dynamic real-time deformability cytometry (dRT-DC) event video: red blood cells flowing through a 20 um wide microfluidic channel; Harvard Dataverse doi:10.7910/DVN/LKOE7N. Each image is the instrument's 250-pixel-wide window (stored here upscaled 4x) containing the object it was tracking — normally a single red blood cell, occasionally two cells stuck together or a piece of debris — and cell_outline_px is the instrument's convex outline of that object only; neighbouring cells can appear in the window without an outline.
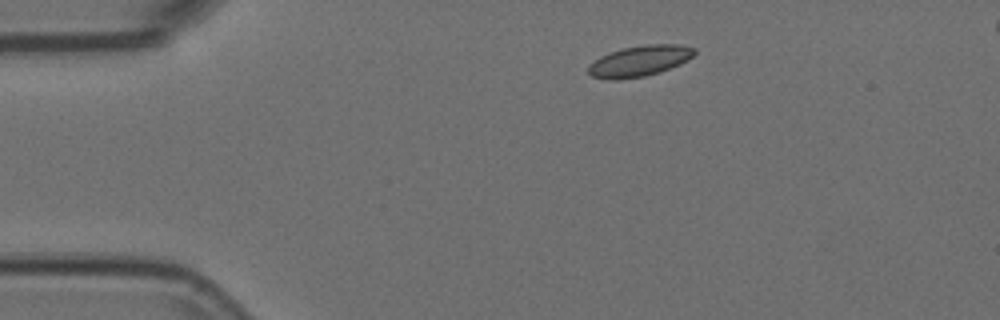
{"species": "Egyptian fruit bat (a non-hibernating species)", "species_latin": "Rousettus aegyptiacus", "temperature_condition": "room temperature", "stored_images_in_passage": 7, "camera_frame_rate_fps": 3000, "um_per_image_px": 0.085, "animal": {"sex": "female"}, "frame": {"image": 1, "passage_image": 1, "time_ms": 0.0, "image_size_px": [1000, 320], "cell_outline_px": [[696, 52], [688, 60], [680, 64], [660, 72], [644, 76], [616, 80], [612, 80], [592, 76], [588, 72], [588, 64], [600, 56], [608, 52], [624, 48], [644, 44], [680, 44], [696, 48]], "centroid_in_image_um": [54.36, 5.17], "position_along_channel_um": 30.6, "area_um2": 19.19}}
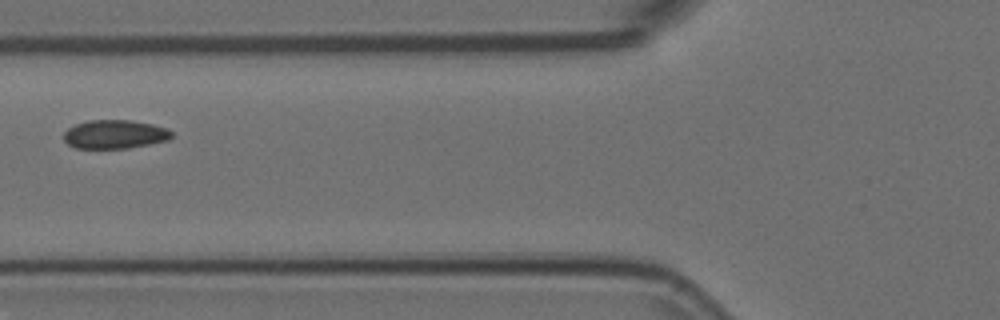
{"frame": {"image": 2, "passage_image": 4, "time_ms": 1.0, "image_size_px": [1000, 320], "cell_outline_px": [[172, 136], [168, 140], [128, 148], [76, 148], [68, 144], [64, 140], [64, 132], [68, 128], [76, 124], [88, 120], [128, 120], [152, 124], [168, 128], [172, 132]], "centroid_in_image_um": [9.75, 11.41], "position_along_channel_um": 116.0, "area_um2": 17.98}}
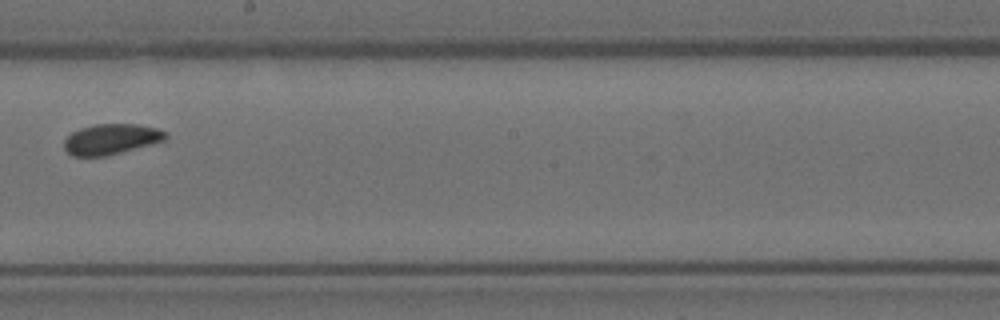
{"frame": {"image": 3, "passage_image": 7, "time_ms": 2.0, "image_size_px": [1000, 320], "cell_outline_px": [[168, 136], [164, 140], [120, 152], [104, 156], [72, 156], [64, 148], [64, 140], [72, 132], [80, 128], [96, 124], [136, 124], [156, 128], [168, 132]], "centroid_in_image_um": [9.43, 11.82], "position_along_channel_um": 238.8, "area_um2": 17.8}}